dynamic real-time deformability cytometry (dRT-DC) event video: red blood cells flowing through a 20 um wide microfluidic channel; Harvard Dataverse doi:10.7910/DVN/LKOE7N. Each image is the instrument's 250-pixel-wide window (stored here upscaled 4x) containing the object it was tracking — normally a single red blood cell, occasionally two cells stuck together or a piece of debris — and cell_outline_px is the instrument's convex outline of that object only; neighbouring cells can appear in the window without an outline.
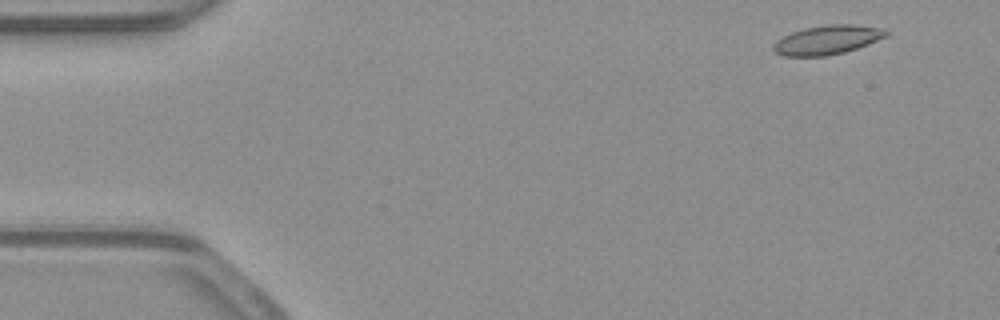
{"species": "common noctule bat (a hibernating species)", "species_latin": "Nyctalus noctula", "temperature_condition": "warm", "stored_images_in_passage": 52, "camera_frame_rate_fps": 3000, "um_per_image_px": 0.085, "animal": {"sex": "male", "body_mass_g": 23.1, "forearm_length_mm": 52.7}, "frame": {"image": 1, "passage_image": 3, "time_ms": 0.667, "image_size_px": [1000, 320], "cell_outline_px": [[888, 36], [868, 44], [844, 52], [824, 56], [784, 56], [776, 52], [772, 48], [772, 44], [776, 40], [792, 32], [804, 28], [828, 24], [856, 24], [884, 28], [888, 32]], "centroid_in_image_um": [70.33, 3.38], "position_along_channel_um": 14.7, "area_um2": 19.19}}
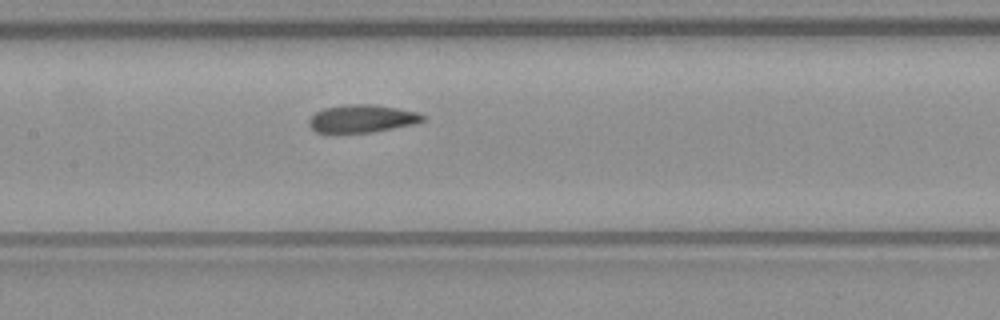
{"frame": {"image": 2, "passage_image": 24, "time_ms": 7.667, "image_size_px": [1000, 320], "cell_outline_px": [[428, 116], [424, 120], [416, 124], [372, 132], [344, 136], [328, 136], [316, 132], [308, 124], [308, 120], [316, 112], [324, 108], [348, 104], [372, 104], [396, 108], [416, 112]], "centroid_in_image_um": [30.71, 10.15], "position_along_channel_um": 176.7, "area_um2": 19.36}}
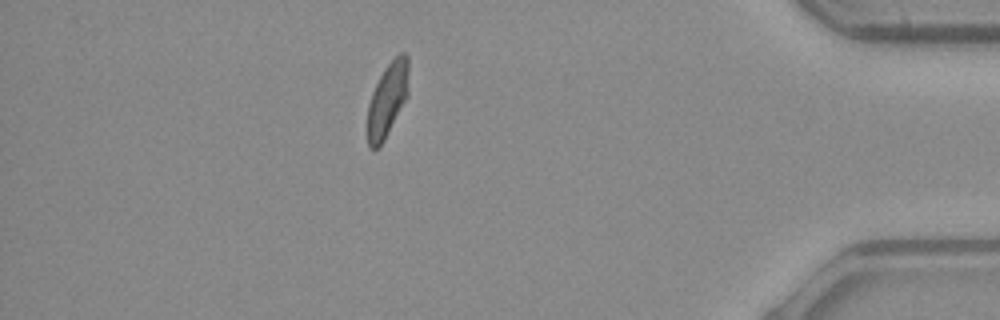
{"frame": {"image": 3, "passage_image": 45, "time_ms": 14.667, "image_size_px": [1000, 320], "cell_outline_px": [[408, 96], [384, 140], [376, 148], [368, 148], [368, 104], [372, 92], [384, 68], [400, 52], [404, 52], [408, 56]], "centroid_in_image_um": [32.94, 8.44], "position_along_channel_um": 402.3, "area_um2": 17.57}, "authors_computed_cell_mechanics": {"area_um2": 18.8428, "velocity_mm_per_s": 3.914, "shape_relaxation_time_tau1_ms": null, "shape_relaxation_time_tau2_ms": 2.1423, "deformation_change_tau1": null, "deformation_change_tau2": 0.0918}}